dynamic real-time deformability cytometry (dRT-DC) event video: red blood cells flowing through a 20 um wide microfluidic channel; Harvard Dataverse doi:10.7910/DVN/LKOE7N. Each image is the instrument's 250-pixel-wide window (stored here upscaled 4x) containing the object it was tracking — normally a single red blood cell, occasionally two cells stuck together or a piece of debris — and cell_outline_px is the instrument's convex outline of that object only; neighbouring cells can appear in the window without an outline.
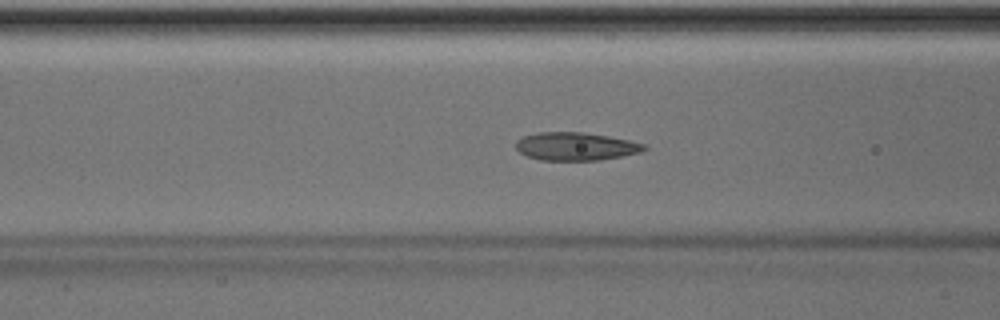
{"species": "Egyptian fruit bat (a non-hibernating species)", "species_latin": "Rousettus aegyptiacus", "temperature_condition": "room temperature", "stored_images_in_passage": 51, "camera_frame_rate_fps": 3000, "um_per_image_px": 0.085, "animal": {"sex": "male"}, "frame": {"image": 1, "passage_image": 20, "time_ms": 6.333, "image_size_px": [1000, 320], "cell_outline_px": [[648, 148], [640, 152], [600, 160], [540, 160], [528, 156], [520, 152], [516, 148], [516, 140], [524, 136], [540, 132], [580, 132], [608, 136], [648, 144]], "centroid_in_image_um": [48.95, 12.44], "position_along_channel_um": 117.6, "area_um2": 20.87}}
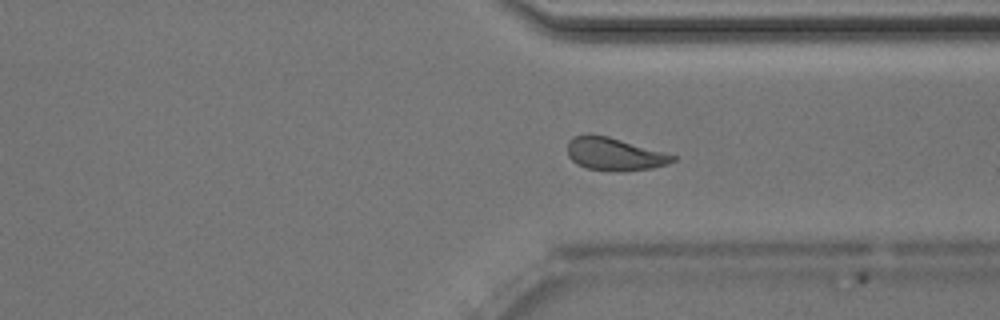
{"frame": {"image": 2, "passage_image": 38, "time_ms": 12.333, "image_size_px": [1000, 320], "cell_outline_px": [[676, 160], [668, 164], [652, 168], [620, 172], [616, 172], [588, 168], [576, 164], [568, 156], [568, 140], [572, 136], [588, 132], [608, 136], [676, 156]], "centroid_in_image_um": [52.17, 13.08], "position_along_channel_um": 359.2, "area_um2": 20.29}}
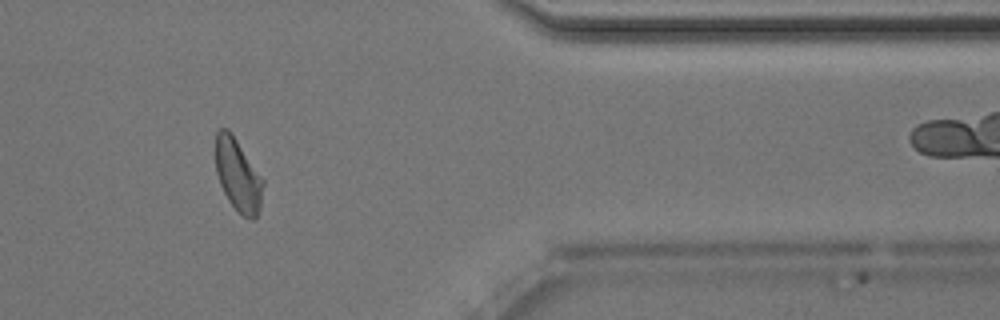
{"frame": {"image": 3, "passage_image": 42, "time_ms": 13.667, "image_size_px": [1000, 320], "cell_outline_px": [[264, 184], [260, 208], [256, 220], [248, 220], [236, 212], [228, 200], [220, 184], [216, 172], [212, 152], [216, 132], [220, 128], [228, 128], [264, 180]], "centroid_in_image_um": [20.18, 14.9], "position_along_channel_um": 391.2, "area_um2": 20.81}, "authors_computed_cell_mechanics": {"area_um2": 20.808, "velocity_mm_per_s": 4.0263, "shape_relaxation_time_tau1_ms": 6.0316, "shape_relaxation_time_tau2_ms": 1.7596, "deformation_change_tau1": 0.158, "deformation_change_tau2": 0.0735}}